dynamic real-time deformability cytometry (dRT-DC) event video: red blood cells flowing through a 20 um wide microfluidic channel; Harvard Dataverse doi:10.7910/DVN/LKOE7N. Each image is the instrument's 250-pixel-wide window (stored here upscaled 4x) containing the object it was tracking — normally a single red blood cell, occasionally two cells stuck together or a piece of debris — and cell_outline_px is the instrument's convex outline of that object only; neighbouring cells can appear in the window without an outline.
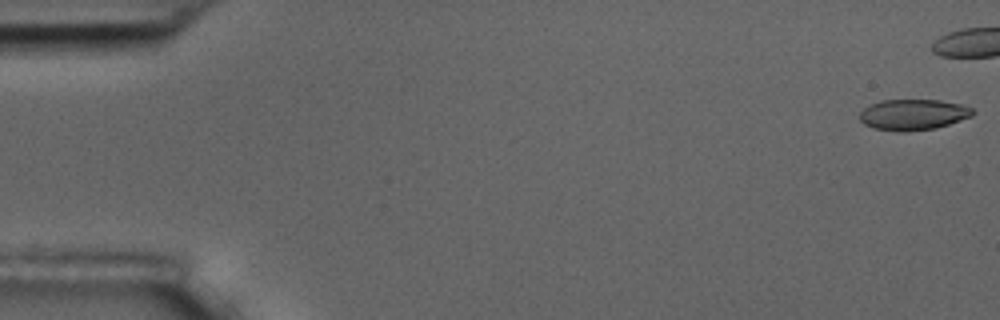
{"species": "common noctule bat (a hibernating species)", "species_latin": "Nyctalus noctula", "temperature_condition": "room temperature", "stored_images_in_passage": 44, "camera_frame_rate_fps": 3000, "um_per_image_px": 0.085, "animal": {"sex": "male", "body_mass_g": 17.5, "forearm_length_mm": 52.3}, "frame": {"image": 1, "passage_image": 1, "time_ms": 0.0, "image_size_px": [1000, 320], "cell_outline_px": [[976, 112], [972, 116], [936, 128], [904, 132], [896, 132], [872, 128], [864, 124], [860, 120], [860, 112], [864, 108], [880, 100], [940, 100], [960, 104], [972, 108]], "centroid_in_image_um": [77.61, 9.75], "position_along_channel_um": 7.4, "area_um2": 20.4}}
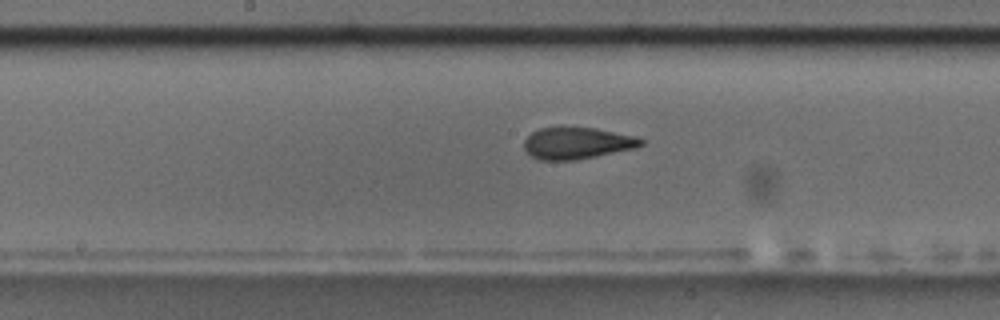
{"frame": {"image": 2, "passage_image": 29, "time_ms": 9.333, "image_size_px": [1000, 320], "cell_outline_px": [[644, 144], [636, 148], [576, 160], [540, 160], [532, 156], [524, 148], [524, 140], [532, 132], [540, 128], [560, 124], [596, 128], [636, 136], [644, 140]], "centroid_in_image_um": [49.04, 12.12], "position_along_channel_um": 199.2, "area_um2": 22.25}}
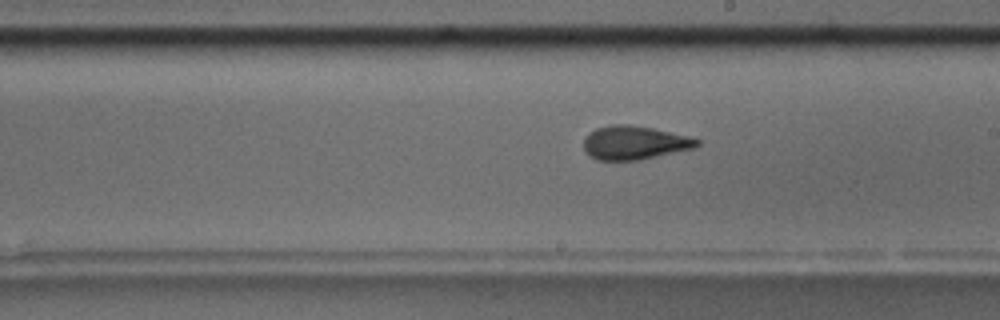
{"frame": {"image": 3, "passage_image": 32, "time_ms": 10.333, "image_size_px": [1000, 320], "cell_outline_px": [[700, 144], [696, 148], [640, 160], [596, 160], [588, 156], [584, 152], [584, 140], [588, 132], [596, 128], [612, 124], [632, 124], [652, 128], [688, 136], [700, 140]], "centroid_in_image_um": [53.91, 12.13], "position_along_channel_um": 235.1, "area_um2": 22.54}}